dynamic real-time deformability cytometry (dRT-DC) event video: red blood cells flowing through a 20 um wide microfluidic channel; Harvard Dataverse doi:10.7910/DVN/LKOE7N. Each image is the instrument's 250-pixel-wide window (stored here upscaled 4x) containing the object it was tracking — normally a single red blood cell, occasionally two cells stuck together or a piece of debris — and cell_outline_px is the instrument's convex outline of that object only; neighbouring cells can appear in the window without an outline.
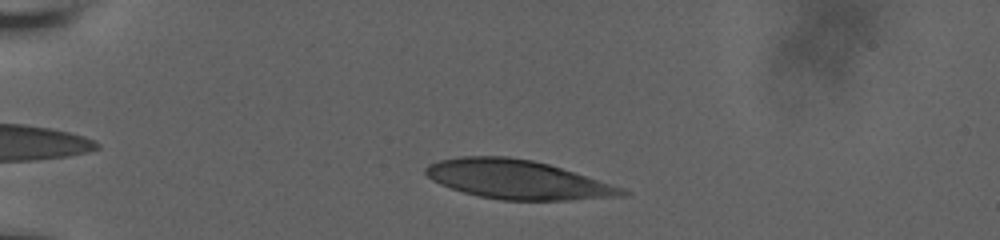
{"species": "human", "species_latin": "Homo sapiens", "temperature_condition": "room temperature", "stored_images_in_passage": 9, "camera_frame_rate_fps": 3000, "um_per_image_px": 0.085, "donor": {"sex": "male"}, "frame": {"image": 1, "passage_image": 6, "time_ms": 2.333, "image_size_px": [1000, 240], "cell_outline_px": [[632, 192], [624, 196], [568, 200], [500, 200], [480, 196], [464, 192], [440, 184], [432, 180], [424, 172], [424, 168], [428, 164], [440, 160], [460, 156], [508, 156], [532, 160], [548, 164], [624, 188]], "centroid_in_image_um": [43.98, 15.26], "position_along_channel_um": 41.0, "area_um2": 44.39}}